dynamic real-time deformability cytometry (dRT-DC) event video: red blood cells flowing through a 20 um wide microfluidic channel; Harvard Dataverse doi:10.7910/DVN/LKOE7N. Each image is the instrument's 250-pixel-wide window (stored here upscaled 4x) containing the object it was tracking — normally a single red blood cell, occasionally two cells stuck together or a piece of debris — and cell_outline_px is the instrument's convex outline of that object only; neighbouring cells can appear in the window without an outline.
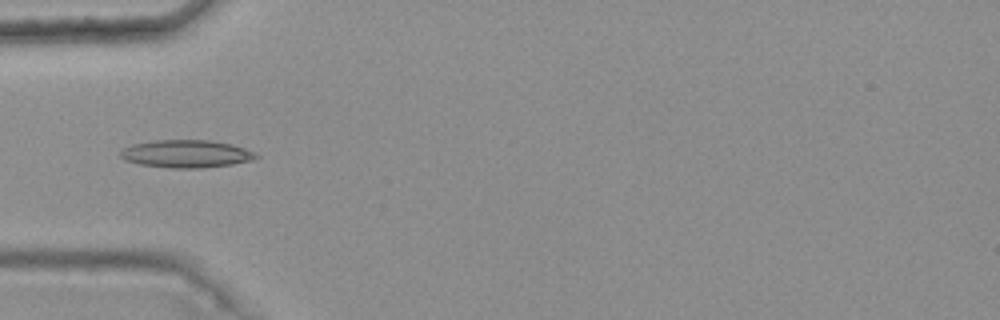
{"species": "common noctule bat (a hibernating species)", "species_latin": "Nyctalus noctula", "temperature_condition": "warm", "stored_images_in_passage": 10, "camera_frame_rate_fps": 3000, "um_per_image_px": 0.085, "animal": {"sex": "female", "body_mass_g": 25.1}, "frame": {"image": 1, "passage_image": 4, "time_ms": 1.0, "image_size_px": [1000, 320], "cell_outline_px": [[260, 156], [252, 160], [232, 164], [200, 168], [172, 168], [140, 164], [124, 160], [120, 156], [120, 152], [124, 148], [132, 144], [156, 140], [208, 140], [232, 144], [256, 152]], "centroid_in_image_um": [15.84, 13.07], "position_along_channel_um": 69.2, "area_um2": 21.85}}
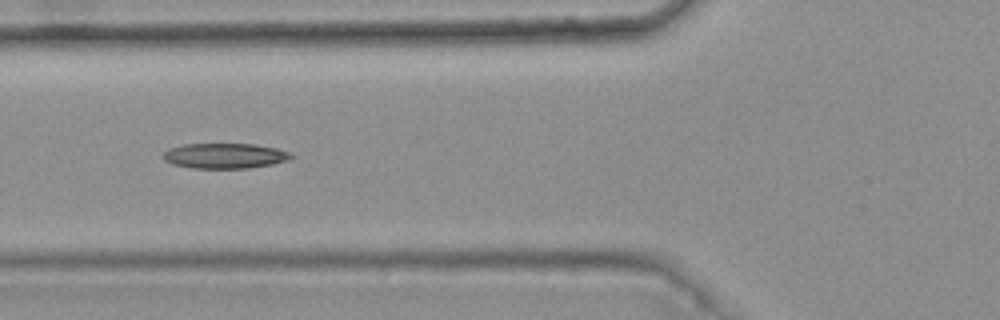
{"frame": {"image": 2, "passage_image": 5, "time_ms": 1.333, "image_size_px": [1000, 320], "cell_outline_px": [[296, 156], [288, 160], [272, 164], [248, 168], [192, 168], [172, 164], [164, 160], [164, 152], [168, 148], [184, 144], [256, 144], [276, 148], [288, 152]], "centroid_in_image_um": [19.11, 13.24], "position_along_channel_um": 106.7, "area_um2": 18.84}}
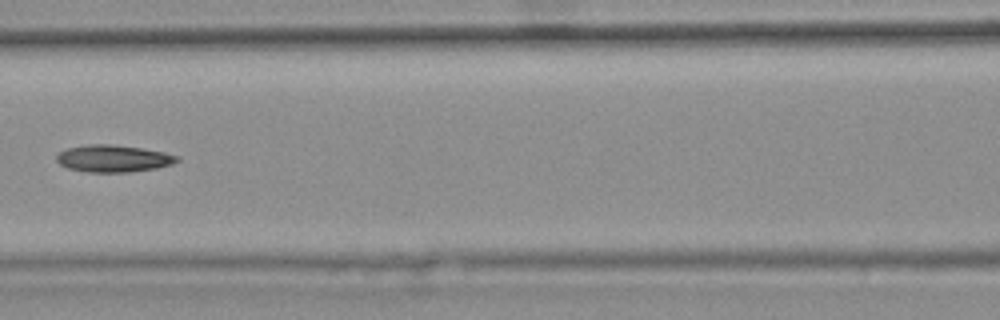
{"frame": {"image": 3, "passage_image": 6, "time_ms": 1.667, "image_size_px": [1000, 320], "cell_outline_px": [[180, 160], [172, 164], [156, 168], [132, 172], [88, 172], [68, 168], [60, 164], [56, 160], [56, 152], [68, 148], [88, 144], [112, 144], [140, 148], [164, 152], [180, 156]], "centroid_in_image_um": [9.63, 13.47], "position_along_channel_um": 157.0, "area_um2": 19.13}}